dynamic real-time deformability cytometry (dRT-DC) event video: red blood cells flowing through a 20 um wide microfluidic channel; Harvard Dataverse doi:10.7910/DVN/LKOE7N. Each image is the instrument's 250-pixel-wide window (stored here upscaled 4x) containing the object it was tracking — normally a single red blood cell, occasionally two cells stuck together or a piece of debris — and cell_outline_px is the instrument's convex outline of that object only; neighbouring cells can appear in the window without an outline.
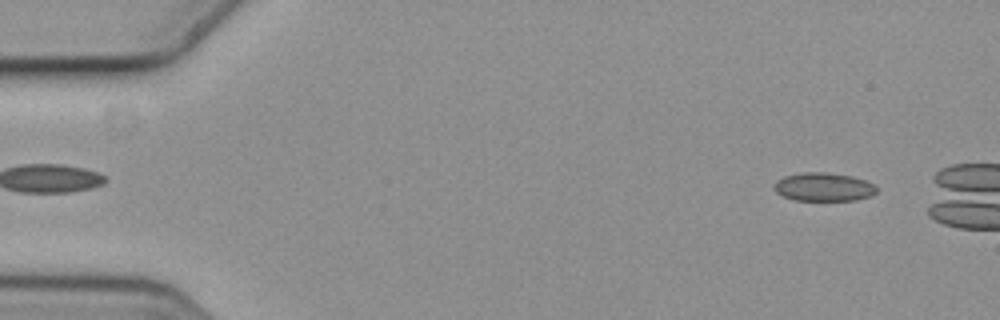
{"species": "common noctule bat (a hibernating species)", "species_latin": "Nyctalus noctula", "temperature_condition": "cold", "stored_images_in_passage": 5, "camera_frame_rate_fps": 3000, "um_per_image_px": 0.085, "animal": {"sex": "female", "body_mass_g": 19.3, "forearm_length_mm": 54.1}, "frame": {"image": 1, "passage_image": 5, "time_ms": 1.333, "image_size_px": [1000, 320], "cell_outline_px": [[876, 192], [872, 196], [856, 200], [796, 200], [784, 196], [776, 192], [776, 180], [784, 176], [804, 172], [824, 172], [852, 176], [876, 184]], "centroid_in_image_um": [70.05, 15.89], "position_along_channel_um": 14.9, "area_um2": 16.88}}